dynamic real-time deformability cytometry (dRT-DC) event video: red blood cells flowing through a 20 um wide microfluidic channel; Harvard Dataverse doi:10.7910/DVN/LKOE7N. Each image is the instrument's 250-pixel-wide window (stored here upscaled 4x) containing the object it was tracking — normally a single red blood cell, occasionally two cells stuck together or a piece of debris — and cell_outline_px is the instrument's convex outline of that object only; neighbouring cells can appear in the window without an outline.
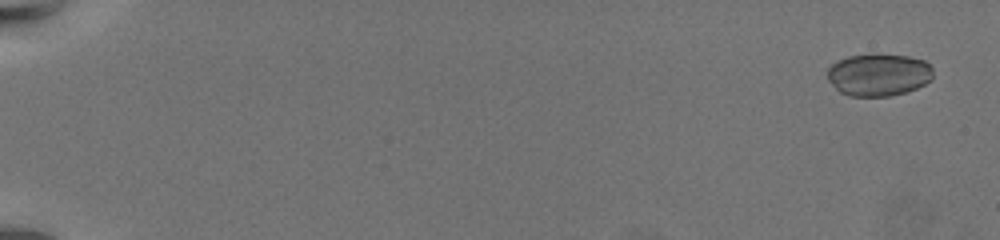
{"species": "common noctule bat (a hibernating species)", "species_latin": "Nyctalus noctula", "temperature_condition": "warm", "stored_images_in_passage": 65, "camera_frame_rate_fps": 3000, "um_per_image_px": 0.085, "animal": {"sex": "female", "body_mass_g": 19.5, "forearm_length_mm": 54.1}, "frame": {"image": 1, "passage_image": 3, "time_ms": 0.667, "image_size_px": [1000, 240], "cell_outline_px": [[932, 80], [916, 88], [904, 92], [888, 96], [848, 96], [840, 92], [828, 80], [828, 68], [832, 64], [848, 56], [872, 52], [876, 52], [908, 56], [924, 60], [932, 68]], "centroid_in_image_um": [74.68, 6.32], "position_along_channel_um": 10.3, "area_um2": 26.41}}
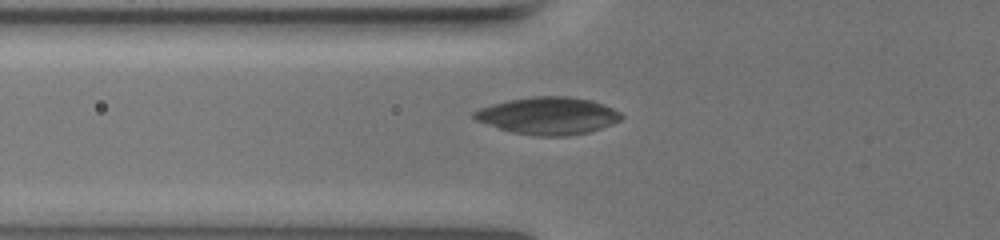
{"frame": {"image": 2, "passage_image": 27, "time_ms": 8.667, "image_size_px": [1000, 240], "cell_outline_px": [[624, 116], [620, 120], [612, 124], [588, 132], [568, 136], [536, 136], [512, 132], [472, 120], [472, 112], [480, 108], [492, 104], [508, 100], [532, 96], [568, 96], [592, 100], [604, 104], [620, 112]], "centroid_in_image_um": [46.57, 9.83], "position_along_channel_um": 79.2, "area_um2": 32.19}}
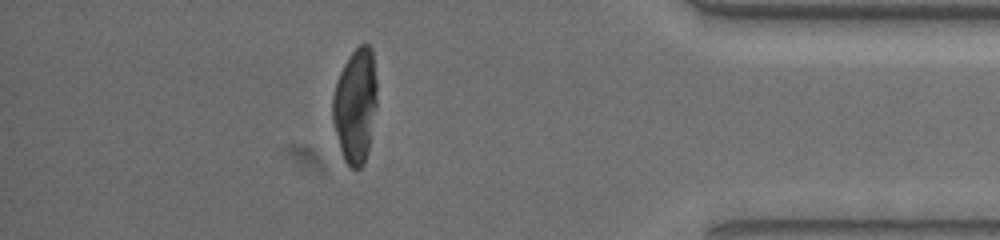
{"frame": {"image": 3, "passage_image": 58, "time_ms": 19.0, "image_size_px": [1000, 240], "cell_outline_px": [[376, 108], [368, 152], [364, 164], [360, 168], [352, 168], [344, 160], [340, 148], [332, 120], [332, 96], [336, 80], [348, 56], [360, 44], [368, 44], [372, 48], [376, 80]], "centroid_in_image_um": [30.2, 8.96], "position_along_channel_um": 405.0, "area_um2": 29.77}}